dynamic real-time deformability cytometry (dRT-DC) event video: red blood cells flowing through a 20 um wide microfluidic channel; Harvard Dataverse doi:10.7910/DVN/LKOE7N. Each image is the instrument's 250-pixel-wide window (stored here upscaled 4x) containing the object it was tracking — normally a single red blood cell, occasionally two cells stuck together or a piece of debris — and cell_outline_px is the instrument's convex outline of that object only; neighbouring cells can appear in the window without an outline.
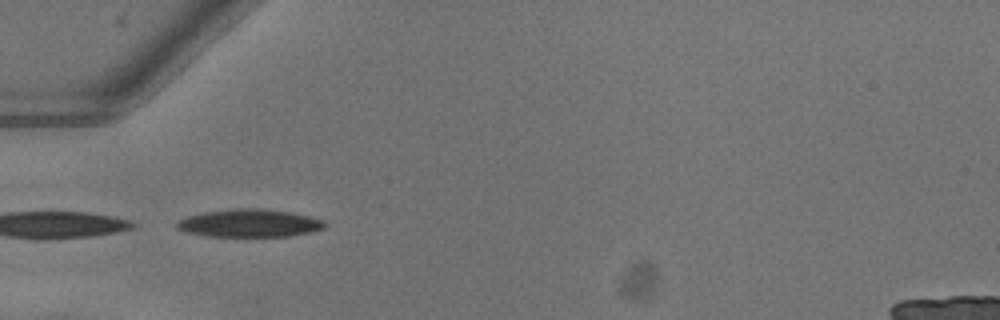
{"species": "common noctule bat (a hibernating species)", "species_latin": "Nyctalus noctula", "temperature_condition": "warm", "stored_images_in_passage": 35, "camera_frame_rate_fps": 3000, "um_per_image_px": 0.085, "animal": {"sex": "female"}, "frame": {"image": 1, "passage_image": 1, "time_ms": 0.0, "image_size_px": [1000, 320], "cell_outline_px": [[324, 228], [312, 232], [288, 236], [208, 236], [184, 232], [176, 228], [176, 220], [188, 216], [204, 212], [232, 208], [256, 208], [292, 212], [324, 220]], "centroid_in_image_um": [21.16, 18.96], "position_along_channel_um": 63.8, "area_um2": 24.04}}
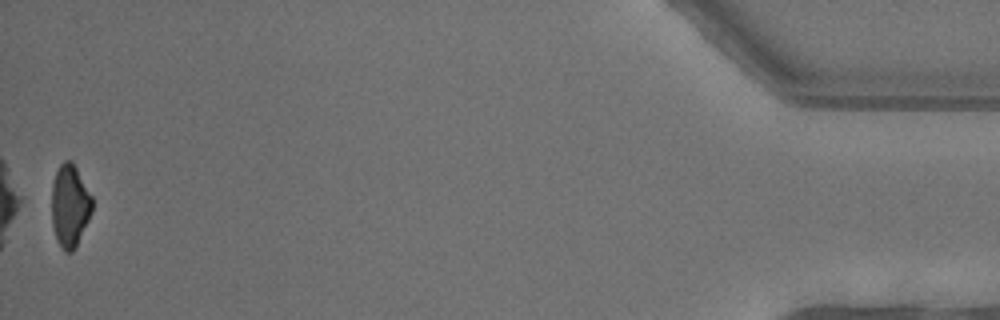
{"frame": {"image": 2, "passage_image": 35, "time_ms": 11.333, "image_size_px": [1000, 320], "cell_outline_px": [[92, 212], [76, 248], [72, 252], [64, 252], [56, 236], [52, 224], [52, 184], [56, 172], [60, 164], [64, 160], [72, 160], [92, 196]], "centroid_in_image_um": [5.95, 17.48], "position_along_channel_um": 429.3, "area_um2": 19.48}, "authors_computed_cell_mechanics": {"area_um2": 23.0044, "velocity_mm_per_s": 4.0575, "shape_relaxation_time_tau1_ms": 2.1933, "shape_relaxation_time_tau2_ms": null, "deformation_change_tau1": 0.1418, "deformation_change_tau2": null}}